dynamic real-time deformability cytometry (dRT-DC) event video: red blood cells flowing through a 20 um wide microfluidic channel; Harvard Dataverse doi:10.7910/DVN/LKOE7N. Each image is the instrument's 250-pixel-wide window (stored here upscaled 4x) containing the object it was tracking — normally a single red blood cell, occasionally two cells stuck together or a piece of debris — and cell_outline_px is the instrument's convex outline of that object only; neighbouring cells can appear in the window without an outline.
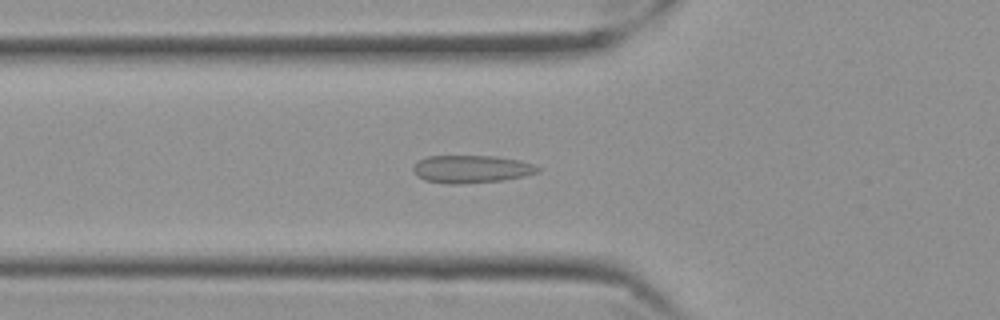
{"species": "Egyptian fruit bat (a non-hibernating species)", "species_latin": "Rousettus aegyptiacus", "temperature_condition": "cold", "stored_images_in_passage": 59, "camera_frame_rate_fps": 3000, "um_per_image_px": 0.085, "frame": {"image": 1, "passage_image": 21, "time_ms": 6.667, "image_size_px": [1000, 320], "cell_outline_px": [[540, 172], [524, 176], [504, 180], [460, 184], [448, 184], [424, 180], [416, 176], [412, 168], [420, 160], [428, 156], [496, 156], [520, 160], [532, 164], [540, 168]], "centroid_in_image_um": [40.08, 14.38], "position_along_channel_um": 85.7, "area_um2": 20.17}}
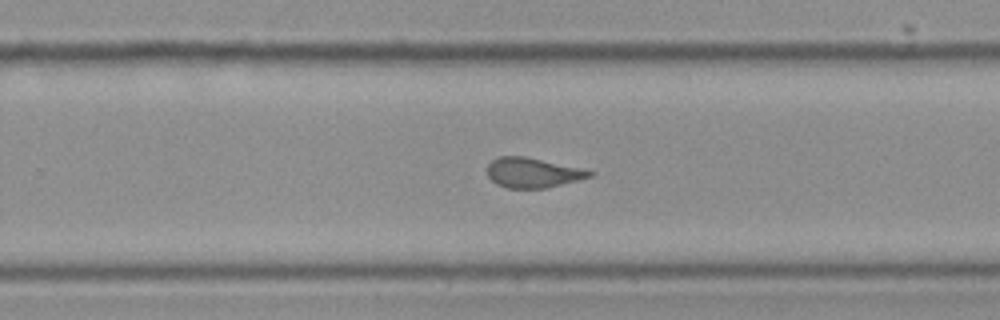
{"frame": {"image": 2, "passage_image": 38, "time_ms": 12.333, "image_size_px": [1000, 320], "cell_outline_px": [[596, 172], [592, 176], [544, 188], [508, 188], [496, 184], [488, 176], [488, 164], [492, 160], [500, 156], [524, 156], [580, 168]], "centroid_in_image_um": [45.25, 14.67], "position_along_channel_um": 284.5, "area_um2": 17.51}}
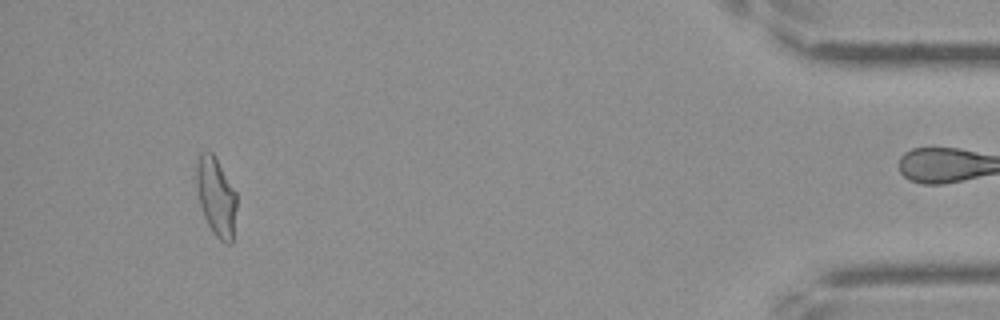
{"frame": {"image": 3, "passage_image": 55, "time_ms": 18.0, "image_size_px": [1000, 320], "cell_outline_px": [[236, 208], [232, 244], [228, 244], [220, 240], [212, 232], [204, 216], [200, 204], [196, 184], [196, 164], [200, 152], [212, 152], [236, 192]], "centroid_in_image_um": [18.37, 16.73], "position_along_channel_um": 416.8, "area_um2": 18.26}, "authors_computed_cell_mechanics": {"area_um2": 19.0162, "velocity_mm_per_s": 3.5042, "shape_relaxation_time_tau1_ms": null, "shape_relaxation_time_tau2_ms": 1.185, "deformation_change_tau1": null, "deformation_change_tau2": 0.0986}}